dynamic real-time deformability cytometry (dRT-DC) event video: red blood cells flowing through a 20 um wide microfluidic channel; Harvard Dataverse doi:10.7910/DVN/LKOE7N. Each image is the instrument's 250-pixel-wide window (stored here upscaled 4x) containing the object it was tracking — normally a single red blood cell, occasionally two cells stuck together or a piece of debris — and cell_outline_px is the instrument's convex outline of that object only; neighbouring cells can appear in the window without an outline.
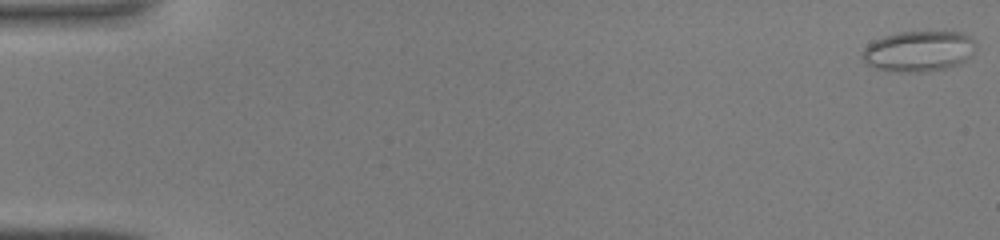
{"species": "common noctule bat (a hibernating species)", "species_latin": "Nyctalus noctula", "temperature_condition": "warm", "stored_images_in_passage": 45, "camera_frame_rate_fps": 3000, "um_per_image_px": 0.085, "animal": {"sex": "male", "body_mass_g": 19.0, "forearm_length_mm": 50.8}, "frame": {"image": 1, "passage_image": 1, "time_ms": 0.0, "image_size_px": [1000, 240], "cell_outline_px": [[976, 48], [964, 60], [956, 64], [944, 68], [920, 72], [888, 72], [876, 68], [868, 64], [860, 56], [864, 48], [868, 44], [884, 36], [900, 32], [944, 28], [960, 32], [972, 36], [976, 44]], "centroid_in_image_um": [78.1, 4.29], "position_along_channel_um": 6.9, "area_um2": 27.63}}
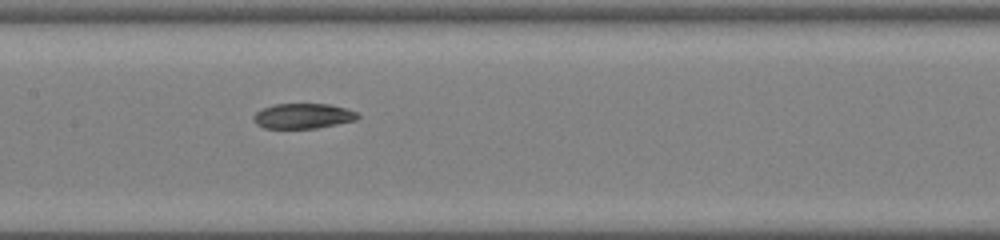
{"frame": {"image": 2, "passage_image": 23, "time_ms": 7.333, "image_size_px": [1000, 240], "cell_outline_px": [[360, 116], [356, 120], [316, 128], [264, 128], [256, 124], [252, 120], [252, 116], [256, 112], [272, 104], [328, 104], [344, 108], [356, 112]], "centroid_in_image_um": [25.71, 9.86], "position_along_channel_um": 181.7, "area_um2": 15.2}}
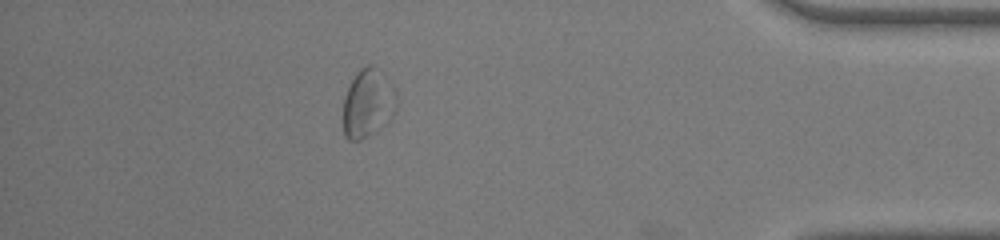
{"frame": {"image": 3, "passage_image": 40, "time_ms": 13.0, "image_size_px": [1000, 240], "cell_outline_px": [[396, 108], [392, 116], [388, 120], [372, 132], [360, 140], [348, 140], [344, 136], [344, 96], [356, 72], [360, 68], [368, 64], [372, 64], [396, 92]], "centroid_in_image_um": [31.24, 8.78], "position_along_channel_um": 404.0, "area_um2": 20.63}}